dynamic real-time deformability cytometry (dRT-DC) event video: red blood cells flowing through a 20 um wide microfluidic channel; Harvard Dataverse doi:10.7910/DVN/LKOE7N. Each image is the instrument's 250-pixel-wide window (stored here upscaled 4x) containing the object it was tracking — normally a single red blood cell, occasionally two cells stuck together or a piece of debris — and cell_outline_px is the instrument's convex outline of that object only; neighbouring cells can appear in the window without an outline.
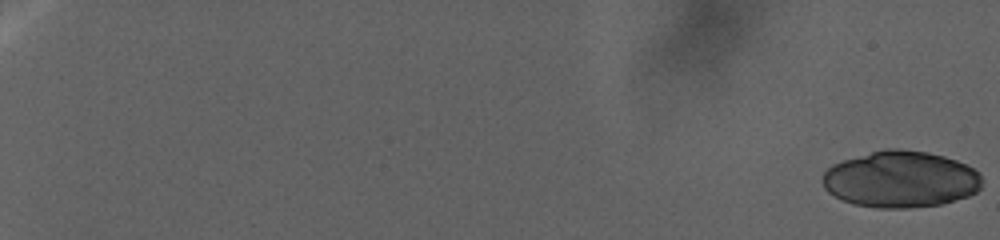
{"species": "human", "species_latin": "Homo sapiens", "temperature_condition": "warm", "stored_images_in_passage": 49, "camera_frame_rate_fps": 3000, "um_per_image_px": 0.085, "donor": {"sex": "female"}, "frame": {"image": 1, "passage_image": 1, "time_ms": 0.0, "image_size_px": [1000, 240], "cell_outline_px": [[984, 180], [980, 188], [976, 192], [968, 196], [940, 204], [912, 208], [876, 208], [852, 204], [828, 192], [824, 188], [824, 172], [832, 164], [844, 160], [884, 148], [900, 148], [928, 152], [944, 156], [968, 164], [980, 172]], "centroid_in_image_um": [76.6, 15.23], "position_along_channel_um": 8.4, "area_um2": 52.89}}
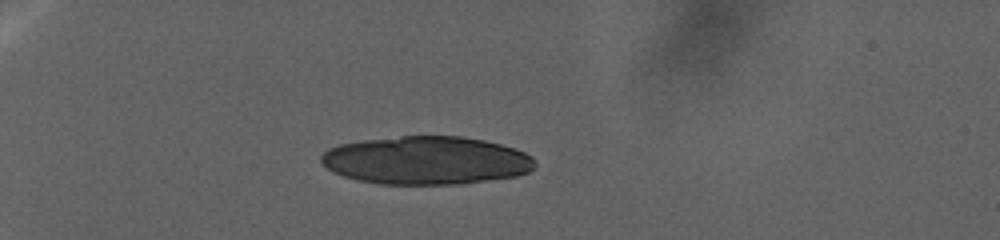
{"frame": {"image": 2, "passage_image": 30, "time_ms": 22.0, "image_size_px": [1000, 240], "cell_outline_px": [[536, 164], [528, 172], [516, 176], [464, 184], [376, 184], [356, 180], [332, 172], [320, 160], [320, 156], [328, 148], [340, 144], [364, 140], [400, 136], [460, 136], [484, 140], [516, 148], [532, 156]], "centroid_in_image_um": [36.23, 13.64], "position_along_channel_um": 48.8, "area_um2": 60.29}}